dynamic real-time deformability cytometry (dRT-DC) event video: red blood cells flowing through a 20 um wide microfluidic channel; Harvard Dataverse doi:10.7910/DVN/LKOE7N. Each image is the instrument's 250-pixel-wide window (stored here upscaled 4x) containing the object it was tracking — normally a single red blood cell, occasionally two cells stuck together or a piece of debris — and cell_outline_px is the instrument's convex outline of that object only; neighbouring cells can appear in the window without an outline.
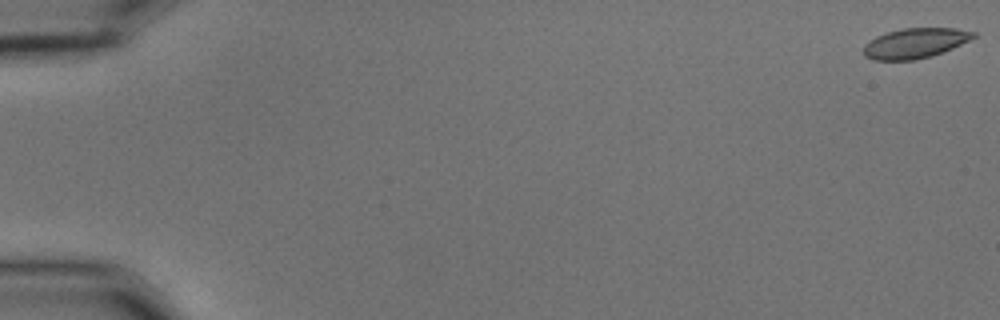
{"species": "common noctule bat (a hibernating species)", "species_latin": "Nyctalus noctula", "temperature_condition": "cold", "stored_images_in_passage": 56, "camera_frame_rate_fps": 3000, "um_per_image_px": 0.085, "animal": {"sex": "male", "body_mass_g": 15.6}, "frame": {"image": 1, "passage_image": 1, "time_ms": 0.0, "image_size_px": [1000, 320], "cell_outline_px": [[976, 36], [952, 48], [932, 56], [916, 60], [872, 60], [864, 56], [864, 44], [868, 40], [876, 36], [888, 32], [904, 28], [956, 28], [976, 32]], "centroid_in_image_um": [77.75, 3.67], "position_along_channel_um": 7.3, "area_um2": 19.25}}
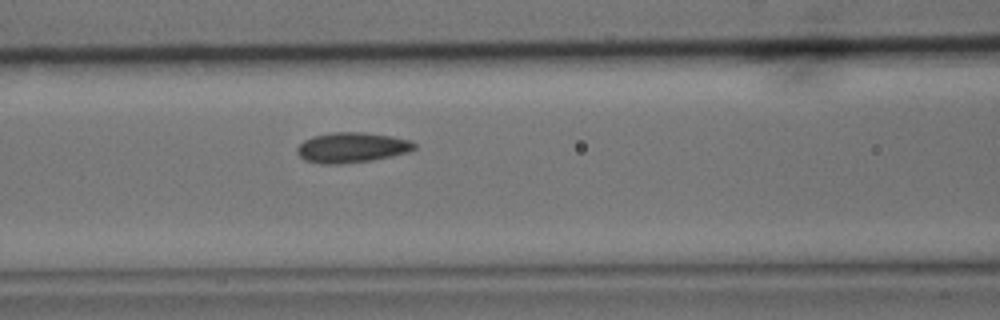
{"frame": {"image": 2, "passage_image": 25, "time_ms": 8.0, "image_size_px": [1000, 320], "cell_outline_px": [[416, 148], [408, 152], [392, 156], [372, 160], [340, 164], [320, 164], [304, 160], [296, 152], [296, 148], [304, 140], [312, 136], [332, 132], [364, 132], [392, 136], [412, 140], [416, 144]], "centroid_in_image_um": [29.9, 12.54], "position_along_channel_um": 136.7, "area_um2": 20.87}}
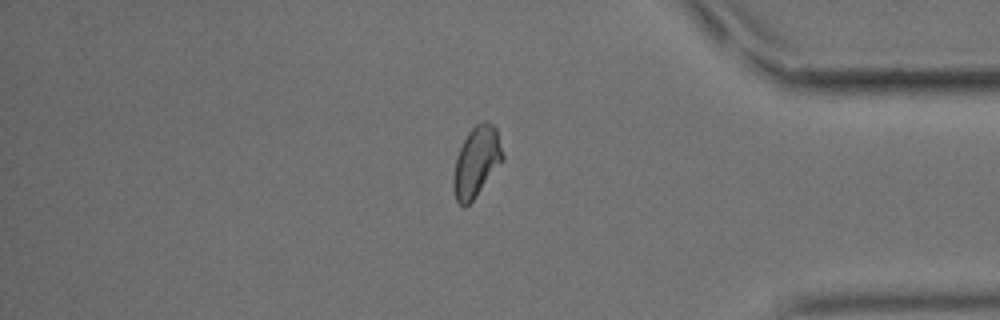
{"frame": {"image": 3, "passage_image": 48, "time_ms": 15.667, "image_size_px": [1000, 320], "cell_outline_px": [[504, 160], [472, 200], [464, 208], [456, 200], [452, 184], [452, 176], [456, 156], [468, 132], [476, 124], [484, 120], [492, 124], [496, 128], [504, 156]], "centroid_in_image_um": [40.48, 13.74], "position_along_channel_um": 394.7, "area_um2": 20.11}, "authors_computed_cell_mechanics": {"area_um2": 20.0855, "velocity_mm_per_s": 3.643, "shape_relaxation_time_tau1_ms": 5.5697, "shape_relaxation_time_tau2_ms": 2.6049, "deformation_change_tau1": 0.1083, "deformation_change_tau2": 0.0533}}